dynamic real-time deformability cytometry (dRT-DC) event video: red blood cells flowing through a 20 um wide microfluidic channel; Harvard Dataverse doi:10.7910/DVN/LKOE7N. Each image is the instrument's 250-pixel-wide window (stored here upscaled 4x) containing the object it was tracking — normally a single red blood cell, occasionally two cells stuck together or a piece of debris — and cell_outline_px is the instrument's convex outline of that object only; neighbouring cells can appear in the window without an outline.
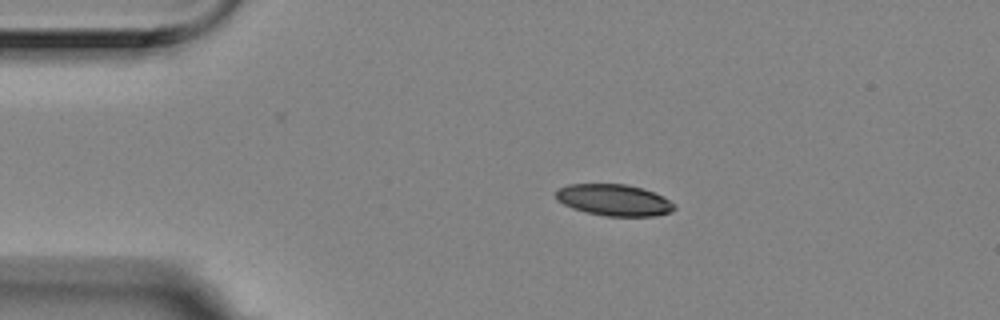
{"species": "Egyptian fruit bat (a non-hibernating species)", "species_latin": "Rousettus aegyptiacus", "temperature_condition": "room temperature", "stored_images_in_passage": 4, "camera_frame_rate_fps": 3000, "um_per_image_px": 0.085, "animal": {"sex": "female"}, "frame": {"image": 1, "passage_image": 1, "time_ms": 0.0, "image_size_px": [1000, 320], "cell_outline_px": [[676, 208], [672, 212], [656, 216], [604, 216], [572, 208], [556, 200], [556, 192], [560, 188], [568, 184], [624, 184], [640, 188], [652, 192], [676, 204]], "centroid_in_image_um": [52.19, 17.01], "position_along_channel_um": 32.8, "area_um2": 21.56}}
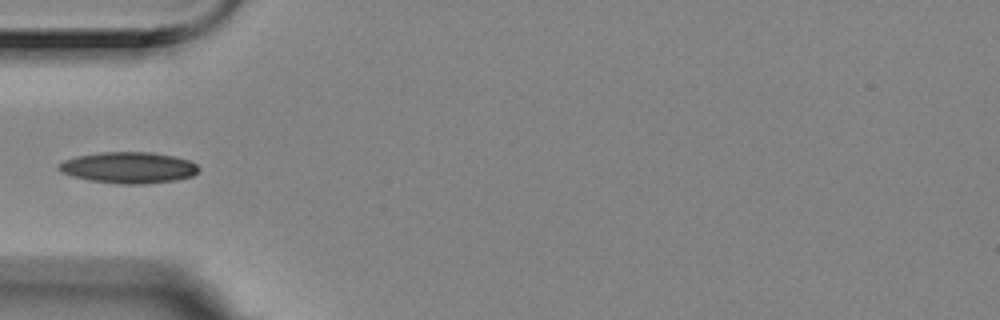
{"frame": {"image": 2, "passage_image": 3, "time_ms": 0.667, "image_size_px": [1000, 320], "cell_outline_px": [[200, 168], [192, 176], [176, 180], [144, 184], [120, 184], [88, 180], [72, 176], [60, 172], [56, 168], [64, 160], [76, 156], [100, 152], [152, 152], [176, 156], [188, 160], [196, 164]], "centroid_in_image_um": [10.92, 14.24], "position_along_channel_um": 74.1, "area_um2": 25.61}}
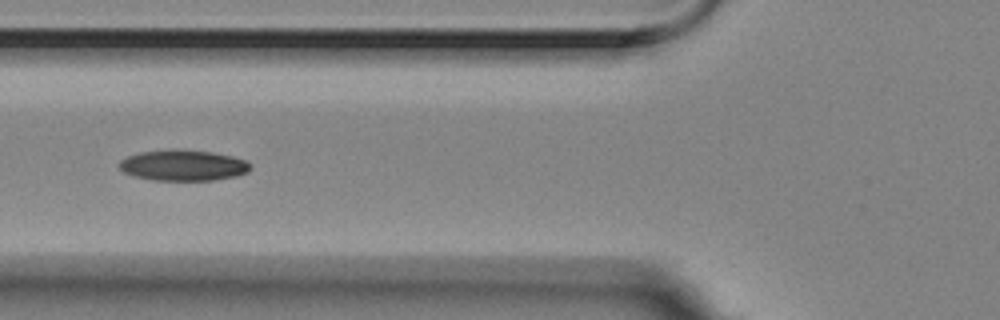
{"frame": {"image": 3, "passage_image": 4, "time_ms": 1.0, "image_size_px": [1000, 320], "cell_outline_px": [[252, 168], [248, 172], [236, 176], [212, 180], [152, 180], [132, 176], [124, 172], [116, 164], [120, 160], [128, 156], [140, 152], [212, 152], [232, 156], [248, 160], [252, 164]], "centroid_in_image_um": [15.61, 14.1], "position_along_channel_um": 110.2, "area_um2": 22.95}}